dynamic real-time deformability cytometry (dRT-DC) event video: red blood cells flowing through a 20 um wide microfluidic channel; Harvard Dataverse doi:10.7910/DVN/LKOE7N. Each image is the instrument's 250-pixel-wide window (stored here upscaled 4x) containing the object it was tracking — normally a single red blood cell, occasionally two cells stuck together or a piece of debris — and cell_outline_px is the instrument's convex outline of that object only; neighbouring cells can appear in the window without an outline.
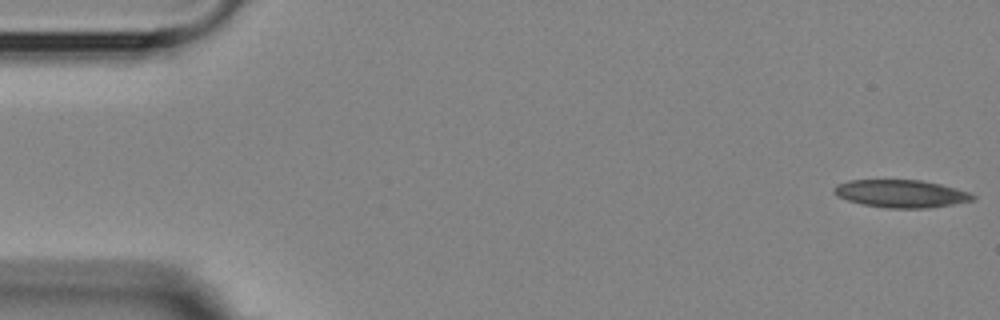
{"species": "Egyptian fruit bat (a non-hibernating species)", "species_latin": "Rousettus aegyptiacus", "temperature_condition": "room temperature", "stored_images_in_passage": 3, "camera_frame_rate_fps": 3000, "um_per_image_px": 0.085, "animal": {"sex": "female"}, "frame": {"image": 1, "passage_image": 1, "time_ms": 0.0, "image_size_px": [1000, 320], "cell_outline_px": [[976, 196], [972, 200], [952, 204], [928, 208], [888, 208], [864, 204], [848, 200], [836, 196], [832, 192], [832, 188], [836, 184], [848, 180], [920, 180], [940, 184], [956, 188], [968, 192]], "centroid_in_image_um": [76.53, 16.45], "position_along_channel_um": 8.5, "area_um2": 22.31}}